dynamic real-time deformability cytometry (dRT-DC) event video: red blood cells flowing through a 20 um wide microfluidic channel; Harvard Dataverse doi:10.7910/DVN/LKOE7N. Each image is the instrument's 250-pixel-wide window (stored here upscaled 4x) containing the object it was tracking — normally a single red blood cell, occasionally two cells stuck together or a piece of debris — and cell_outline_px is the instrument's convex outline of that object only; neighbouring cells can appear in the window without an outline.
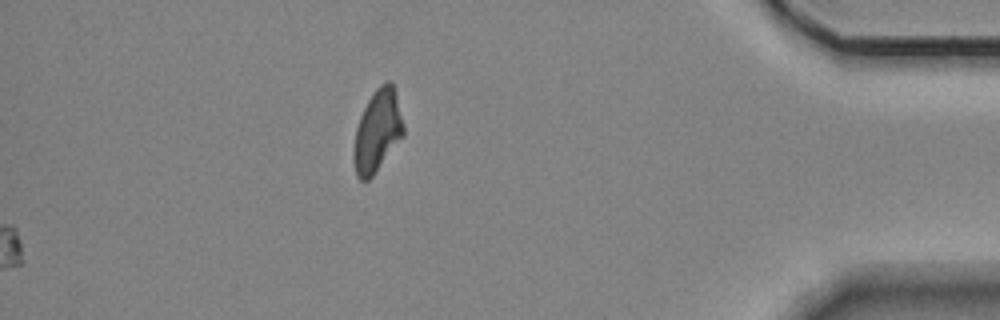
{"species": "Egyptian fruit bat (a non-hibernating species)", "species_latin": "Rousettus aegyptiacus", "temperature_condition": "room temperature", "stored_images_in_passage": 51, "camera_frame_rate_fps": 3000, "um_per_image_px": 0.085, "animal": {"sex": "female"}, "frame": {"image": 1, "passage_image": 51, "time_ms": 16.667, "image_size_px": [1000, 320], "cell_outline_px": [[404, 136], [372, 176], [368, 180], [360, 180], [356, 176], [352, 160], [352, 152], [356, 128], [360, 116], [368, 100], [376, 88], [380, 84], [388, 80], [392, 80], [404, 124]], "centroid_in_image_um": [32.07, 11.14], "position_along_channel_um": 403.1, "area_um2": 23.99}}